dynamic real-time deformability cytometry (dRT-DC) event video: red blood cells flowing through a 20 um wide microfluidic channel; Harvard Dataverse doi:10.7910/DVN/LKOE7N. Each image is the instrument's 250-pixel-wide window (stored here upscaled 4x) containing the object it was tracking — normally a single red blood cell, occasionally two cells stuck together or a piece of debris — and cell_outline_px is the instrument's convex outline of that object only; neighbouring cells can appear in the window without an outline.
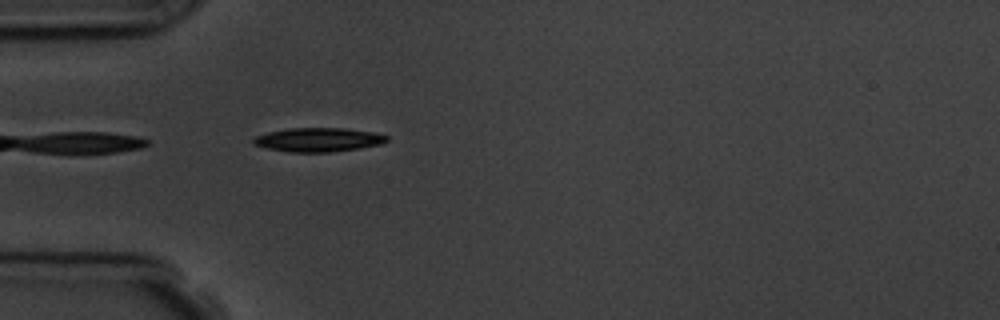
{"species": "common noctule bat (a hibernating species)", "species_latin": "Nyctalus noctula", "temperature_condition": "room temperature", "stored_images_in_passage": 1, "camera_frame_rate_fps": 3000, "um_per_image_px": 0.085, "animal": {"sex": "male", "body_mass_g": 19.5, "forearm_length_mm": 54.6}, "frame": {"image": 1, "passage_image": 1, "time_ms": 0.0, "image_size_px": [1000, 320], "cell_outline_px": [[388, 140], [384, 144], [360, 148], [332, 152], [288, 152], [268, 148], [252, 144], [252, 136], [268, 132], [288, 128], [344, 128], [372, 132], [388, 136]], "centroid_in_image_um": [27.04, 11.88], "position_along_channel_um": 58.0, "area_um2": 18.79}}